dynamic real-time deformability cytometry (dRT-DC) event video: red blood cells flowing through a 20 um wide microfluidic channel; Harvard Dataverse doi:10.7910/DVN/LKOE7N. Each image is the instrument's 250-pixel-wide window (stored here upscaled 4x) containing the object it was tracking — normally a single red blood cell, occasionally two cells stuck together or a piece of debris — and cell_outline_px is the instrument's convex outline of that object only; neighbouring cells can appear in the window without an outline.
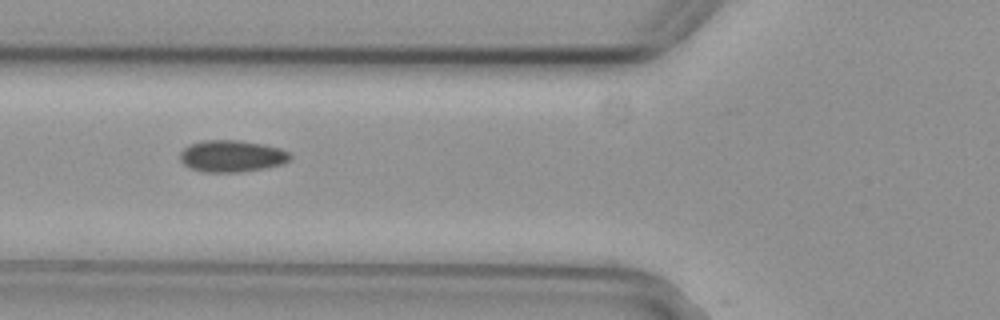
{"species": "common noctule bat (a hibernating species)", "species_latin": "Nyctalus noctula", "temperature_condition": "cold", "stored_images_in_passage": 37, "camera_frame_rate_fps": 3000, "um_per_image_px": 0.085, "animal": {"sex": "female", "body_mass_g": 29.2, "forearm_length_mm": 56.3}, "frame": {"image": 1, "passage_image": 3, "time_ms": 0.667, "image_size_px": [1000, 320], "cell_outline_px": [[292, 156], [288, 160], [280, 164], [264, 168], [236, 172], [204, 172], [192, 168], [184, 164], [180, 160], [180, 152], [188, 144], [204, 140], [236, 140], [264, 144], [280, 148], [288, 152]], "centroid_in_image_um": [19.67, 13.25], "position_along_channel_um": 106.1, "area_um2": 20.23}}
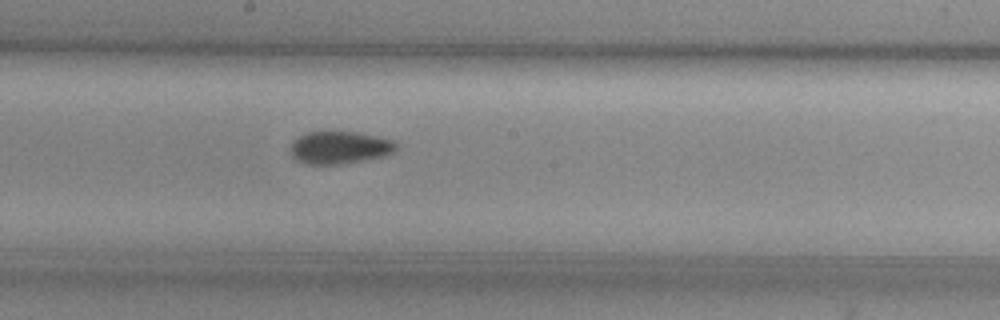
{"frame": {"image": 2, "passage_image": 12, "time_ms": 3.667, "image_size_px": [1000, 320], "cell_outline_px": [[396, 148], [388, 156], [340, 164], [308, 164], [296, 160], [288, 152], [296, 136], [308, 132], [356, 132], [376, 136], [392, 140], [396, 144]], "centroid_in_image_um": [28.83, 12.55], "position_along_channel_um": 219.4, "area_um2": 20.11}}
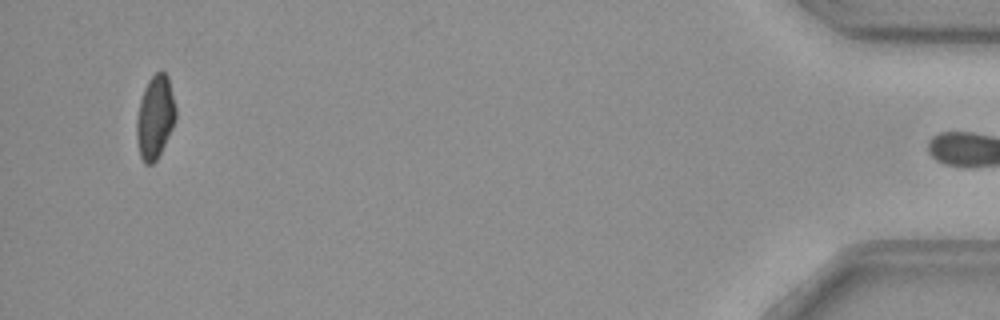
{"frame": {"image": 3, "passage_image": 35, "time_ms": 11.333, "image_size_px": [1000, 320], "cell_outline_px": [[176, 120], [156, 160], [152, 164], [144, 164], [140, 156], [136, 140], [136, 120], [140, 100], [144, 88], [148, 80], [156, 72], [164, 72], [168, 76], [176, 108]], "centroid_in_image_um": [13.17, 9.96], "position_along_channel_um": 422.0, "area_um2": 18.96}}